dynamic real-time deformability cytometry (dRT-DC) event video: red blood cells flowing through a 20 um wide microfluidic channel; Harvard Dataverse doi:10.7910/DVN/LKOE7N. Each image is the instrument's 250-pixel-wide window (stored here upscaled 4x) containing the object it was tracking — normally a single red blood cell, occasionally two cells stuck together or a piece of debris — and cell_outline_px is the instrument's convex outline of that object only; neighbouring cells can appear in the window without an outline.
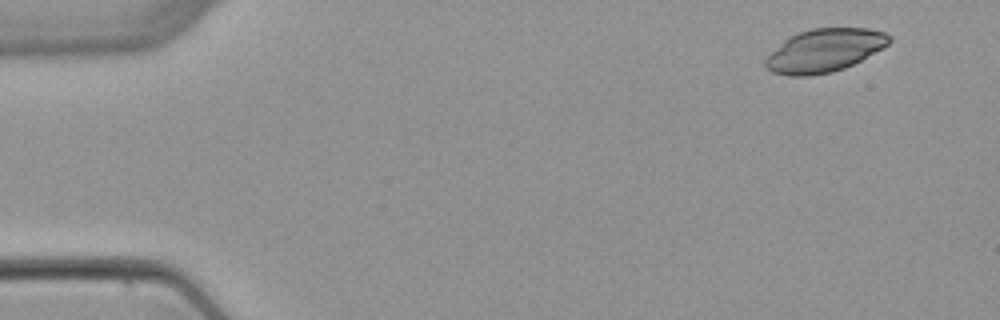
{"species": "common noctule bat (a hibernating species)", "species_latin": "Nyctalus noctula", "temperature_condition": "warm", "stored_images_in_passage": 5, "camera_frame_rate_fps": 3000, "um_per_image_px": 0.085, "animal": {"sex": "female", "body_mass_g": 22.7, "forearm_length_mm": 54.2}, "frame": {"image": 1, "passage_image": 1, "time_ms": 0.0, "image_size_px": [1000, 320], "cell_outline_px": [[892, 40], [888, 44], [860, 60], [844, 68], [832, 72], [812, 76], [788, 76], [772, 72], [764, 68], [764, 60], [788, 36], [796, 32], [812, 28], [868, 28], [884, 32], [892, 36]], "centroid_in_image_um": [70.04, 4.29], "position_along_channel_um": 15.0, "area_um2": 31.15}}
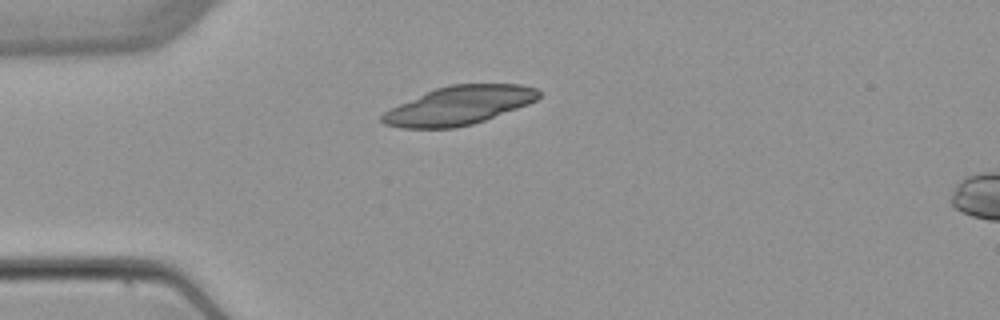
{"frame": {"image": 2, "passage_image": 4, "time_ms": 3.333, "image_size_px": [1000, 320], "cell_outline_px": [[540, 96], [536, 100], [528, 104], [484, 120], [472, 124], [452, 128], [400, 128], [384, 124], [380, 120], [380, 116], [384, 112], [400, 104], [436, 88], [452, 84], [520, 84], [536, 88], [540, 92]], "centroid_in_image_um": [39.02, 8.97], "position_along_channel_um": 46.0, "area_um2": 34.8}}